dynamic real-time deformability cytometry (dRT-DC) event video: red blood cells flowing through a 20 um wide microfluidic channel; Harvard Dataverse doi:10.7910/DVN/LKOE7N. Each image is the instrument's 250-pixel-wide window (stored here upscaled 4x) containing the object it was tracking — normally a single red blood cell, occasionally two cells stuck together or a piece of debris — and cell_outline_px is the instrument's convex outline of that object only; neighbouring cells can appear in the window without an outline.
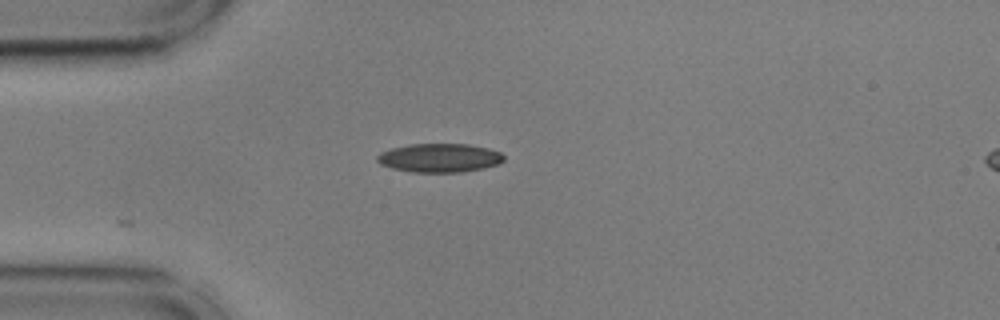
{"species": "common noctule bat (a hibernating species)", "species_latin": "Nyctalus noctula", "temperature_condition": "cold", "stored_images_in_passage": 13, "camera_frame_rate_fps": 3000, "um_per_image_px": 0.085, "animal": {"sex": "male", "body_mass_g": 17.9, "forearm_length_mm": 54.2}, "frame": {"image": 1, "passage_image": 1, "time_ms": 0.0, "image_size_px": [1000, 320], "cell_outline_px": [[504, 160], [500, 164], [484, 168], [460, 172], [412, 172], [392, 168], [380, 164], [376, 160], [376, 156], [380, 152], [392, 148], [408, 144], [468, 144], [488, 148], [500, 152], [504, 156]], "centroid_in_image_um": [37.36, 13.42], "position_along_channel_um": 47.6, "area_um2": 21.33}}